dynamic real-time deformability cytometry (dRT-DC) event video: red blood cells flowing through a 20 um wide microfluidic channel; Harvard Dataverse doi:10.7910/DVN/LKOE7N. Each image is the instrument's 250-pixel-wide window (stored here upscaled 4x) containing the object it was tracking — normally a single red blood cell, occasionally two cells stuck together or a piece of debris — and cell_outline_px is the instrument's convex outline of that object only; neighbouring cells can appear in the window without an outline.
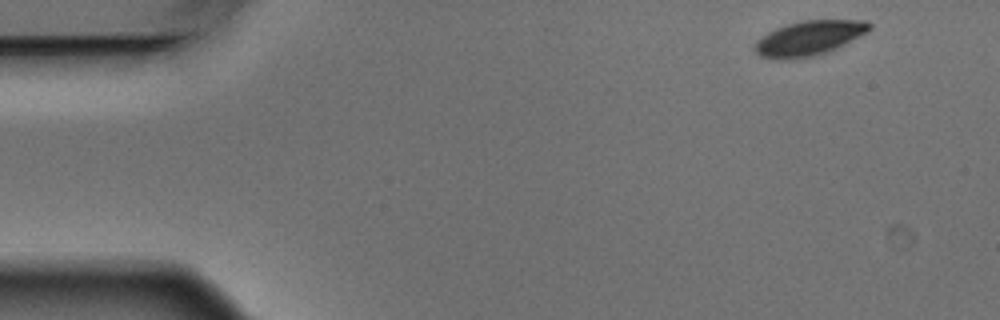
{"species": "Egyptian fruit bat (a non-hibernating species)", "species_latin": "Rousettus aegyptiacus", "temperature_condition": "warm", "stored_images_in_passage": 4, "camera_frame_rate_fps": 3000, "um_per_image_px": 0.085, "animal": {"sex": "male"}, "frame": {"image": 1, "passage_image": 1, "time_ms": 0.0, "image_size_px": [1000, 320], "cell_outline_px": [[872, 28], [868, 32], [836, 48], [812, 56], [760, 56], [752, 48], [756, 40], [768, 32], [776, 28], [800, 20], [868, 20], [872, 24]], "centroid_in_image_um": [68.83, 3.17], "position_along_channel_um": 16.2, "area_um2": 22.43}}
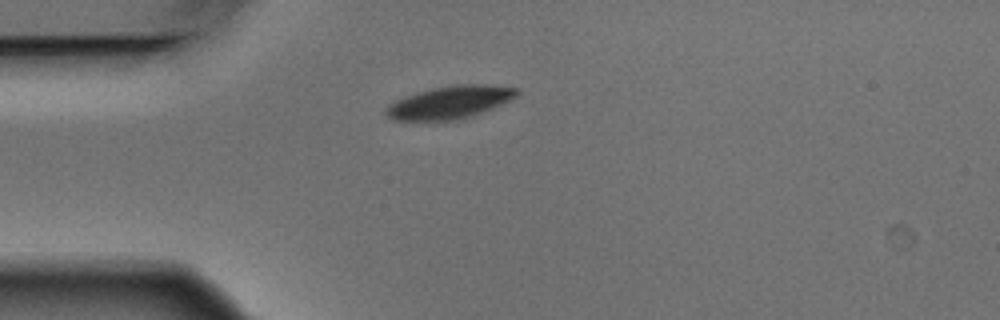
{"frame": {"image": 2, "passage_image": 4, "time_ms": 1.0, "image_size_px": [1000, 320], "cell_outline_px": [[520, 92], [516, 96], [492, 108], [468, 116], [452, 120], [392, 120], [384, 112], [384, 108], [388, 104], [404, 96], [416, 92], [432, 88], [456, 84], [488, 84], [516, 88]], "centroid_in_image_um": [38.18, 8.68], "position_along_channel_um": 46.8, "area_um2": 24.68}}